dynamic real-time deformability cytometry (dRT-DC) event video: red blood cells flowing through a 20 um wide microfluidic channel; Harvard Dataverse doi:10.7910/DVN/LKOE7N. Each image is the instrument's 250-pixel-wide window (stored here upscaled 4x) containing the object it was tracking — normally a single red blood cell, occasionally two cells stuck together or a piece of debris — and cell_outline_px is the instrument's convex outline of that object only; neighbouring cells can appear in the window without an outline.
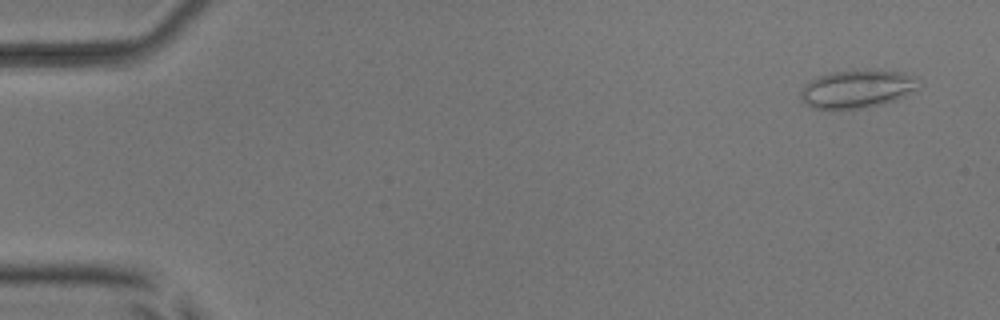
{"species": "common noctule bat (a hibernating species)", "species_latin": "Nyctalus noctula", "temperature_condition": "room temperature", "stored_images_in_passage": 6, "camera_frame_rate_fps": 3000, "um_per_image_px": 0.085, "animal": {"sex": "male", "body_mass_g": 17.9, "forearm_length_mm": 54.2}, "frame": {"image": 1, "passage_image": 1, "time_ms": 0.0, "image_size_px": [1000, 320], "cell_outline_px": [[920, 88], [896, 100], [880, 104], [860, 108], [816, 108], [804, 104], [800, 100], [800, 92], [812, 80], [820, 76], [832, 72], [868, 68], [872, 68], [904, 72], [920, 76]], "centroid_in_image_um": [72.97, 7.51], "position_along_channel_um": 12.0, "area_um2": 26.59}}